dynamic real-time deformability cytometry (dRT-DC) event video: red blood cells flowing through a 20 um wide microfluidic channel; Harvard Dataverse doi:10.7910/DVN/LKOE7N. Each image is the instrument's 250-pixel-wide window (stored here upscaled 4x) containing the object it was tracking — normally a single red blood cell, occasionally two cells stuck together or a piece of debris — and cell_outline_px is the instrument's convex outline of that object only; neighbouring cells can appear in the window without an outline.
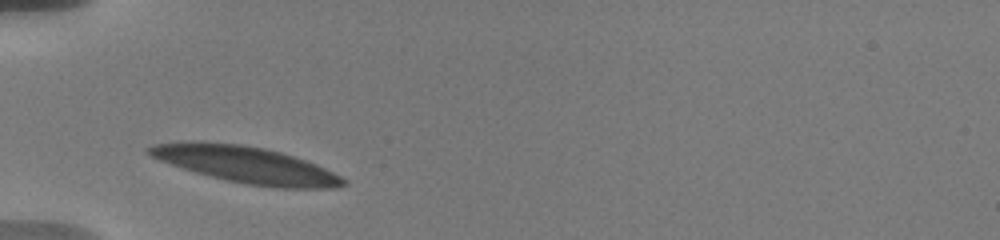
{"species": "human", "species_latin": "Homo sapiens", "temperature_condition": "warm", "stored_images_in_passage": 4, "camera_frame_rate_fps": 3000, "um_per_image_px": 0.085, "donor": {"sex": "male"}, "frame": {"image": 1, "passage_image": 1, "time_ms": 0.0, "image_size_px": [1000, 240], "cell_outline_px": [[348, 184], [332, 188], [272, 188], [224, 180], [196, 172], [160, 160], [144, 152], [152, 144], [192, 140], [200, 140], [240, 144], [264, 148], [280, 152], [316, 164], [348, 180]], "centroid_in_image_um": [20.89, 13.99], "position_along_channel_um": 64.1, "area_um2": 41.38}}